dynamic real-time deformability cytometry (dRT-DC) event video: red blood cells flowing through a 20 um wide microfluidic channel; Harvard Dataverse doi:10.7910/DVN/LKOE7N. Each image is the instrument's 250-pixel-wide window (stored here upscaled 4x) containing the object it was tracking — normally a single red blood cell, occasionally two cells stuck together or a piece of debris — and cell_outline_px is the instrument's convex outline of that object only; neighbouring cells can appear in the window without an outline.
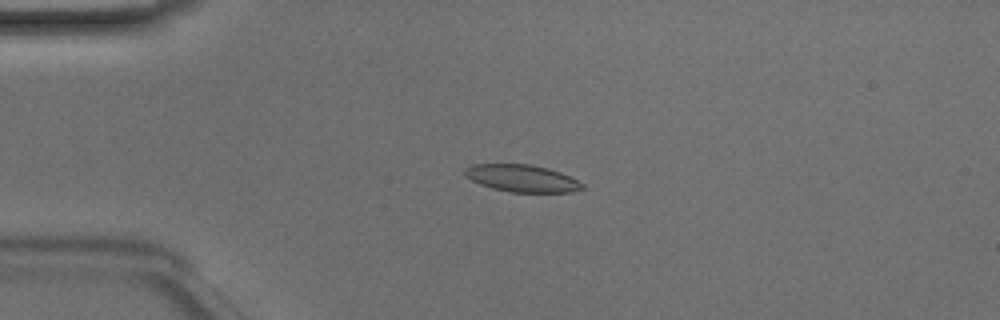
{"species": "Egyptian fruit bat (a non-hibernating species)", "species_latin": "Rousettus aegyptiacus", "temperature_condition": "room temperature", "stored_images_in_passage": 49, "camera_frame_rate_fps": 3000, "um_per_image_px": 0.085, "animal": {"sex": "male"}, "frame": {"image": 1, "passage_image": 12, "time_ms": 3.667, "image_size_px": [1000, 320], "cell_outline_px": [[584, 188], [572, 192], [512, 192], [492, 188], [480, 184], [464, 176], [464, 168], [472, 164], [532, 164], [548, 168], [560, 172], [584, 184]], "centroid_in_image_um": [44.34, 15.15], "position_along_channel_um": 40.7, "area_um2": 18.61}}
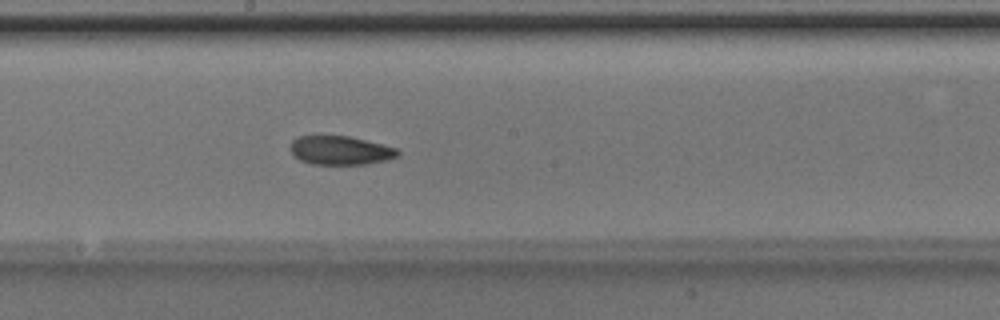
{"frame": {"image": 2, "passage_image": 27, "time_ms": 8.667, "image_size_px": [1000, 320], "cell_outline_px": [[400, 152], [396, 156], [388, 160], [368, 164], [312, 164], [300, 160], [292, 156], [288, 148], [292, 140], [300, 136], [348, 136], [396, 148]], "centroid_in_image_um": [28.87, 12.79], "position_along_channel_um": 219.3, "area_um2": 18.03}}
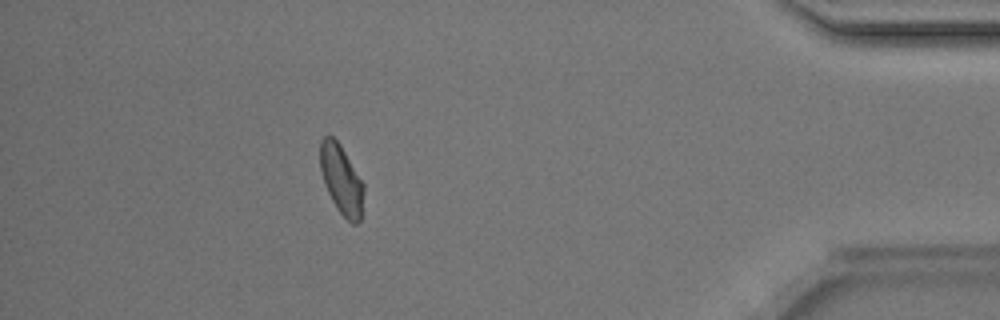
{"frame": {"image": 3, "passage_image": 44, "time_ms": 14.333, "image_size_px": [1000, 320], "cell_outline_px": [[364, 192], [360, 220], [356, 224], [352, 224], [336, 208], [324, 184], [320, 168], [320, 140], [324, 136], [332, 136], [340, 144], [364, 184]], "centroid_in_image_um": [29.01, 15.26], "position_along_channel_um": 406.2, "area_um2": 17.51}, "authors_computed_cell_mechanics": {"area_um2": 18.207, "velocity_mm_per_s": 4.1475, "shape_relaxation_time_tau1_ms": 7.9248, "shape_relaxation_time_tau2_ms": 5.2091, "deformation_change_tau1": 0.1803, "deformation_change_tau2": 0.1077}}